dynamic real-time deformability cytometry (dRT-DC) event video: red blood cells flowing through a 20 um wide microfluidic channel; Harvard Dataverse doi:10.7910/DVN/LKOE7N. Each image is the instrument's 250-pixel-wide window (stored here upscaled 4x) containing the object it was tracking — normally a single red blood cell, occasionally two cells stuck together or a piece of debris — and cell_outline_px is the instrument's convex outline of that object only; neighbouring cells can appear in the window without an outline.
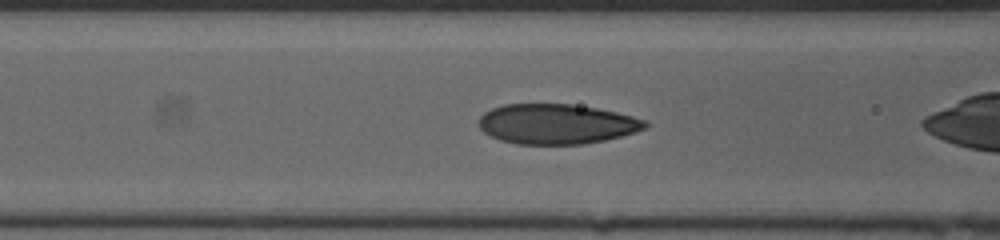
{"species": "human", "species_latin": "Homo sapiens", "temperature_condition": "cold", "stored_images_in_passage": 34, "camera_frame_rate_fps": 3000, "um_per_image_px": 0.085, "donor": {"sex": "female"}, "frame": {"image": 1, "passage_image": 12, "time_ms": 3.667, "image_size_px": [1000, 240], "cell_outline_px": [[648, 128], [636, 132], [604, 140], [584, 144], [516, 144], [500, 140], [484, 132], [480, 128], [480, 116], [484, 112], [492, 108], [504, 104], [572, 104], [596, 108], [616, 112], [648, 120]], "centroid_in_image_um": [47.34, 10.54], "position_along_channel_um": 119.3, "area_um2": 38.84}}
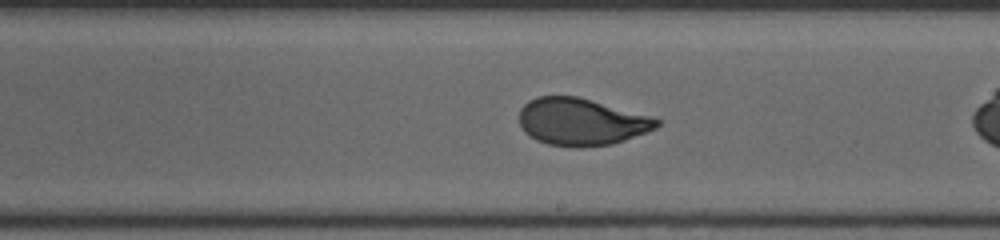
{"frame": {"image": 2, "passage_image": 21, "time_ms": 6.667, "image_size_px": [1000, 240], "cell_outline_px": [[660, 124], [656, 128], [648, 132], [612, 144], [580, 148], [572, 148], [548, 144], [536, 140], [524, 132], [520, 124], [520, 108], [528, 100], [536, 96], [576, 96], [648, 116], [660, 120]], "centroid_in_image_um": [49.36, 10.37], "position_along_channel_um": 239.6, "area_um2": 37.69}}
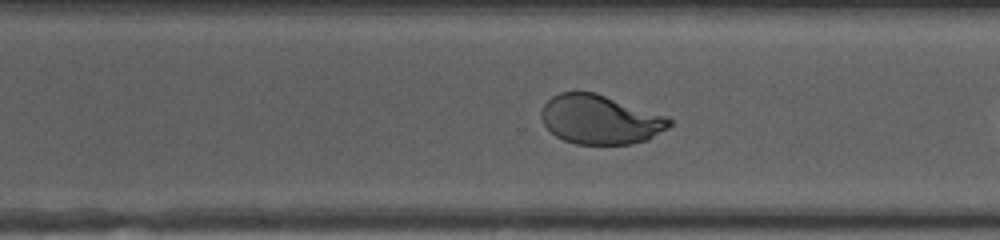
{"frame": {"image": 3, "passage_image": 27, "time_ms": 8.667, "image_size_px": [1000, 240], "cell_outline_px": [[672, 124], [668, 128], [648, 140], [632, 144], [576, 144], [564, 140], [556, 136], [544, 124], [540, 116], [540, 112], [544, 104], [552, 96], [560, 92], [596, 92], [668, 116], [672, 120]], "centroid_in_image_um": [51.04, 10.16], "position_along_channel_um": 319.6, "area_um2": 36.93}, "authors_computed_cell_mechanics": {"area_um2": 38.5815, "velocity_mm_per_s": 4.0166, "shape_relaxation_time_tau1_ms": 4.744, "shape_relaxation_time_tau2_ms": null, "deformation_change_tau1": 0.1969, "deformation_change_tau2": null}}